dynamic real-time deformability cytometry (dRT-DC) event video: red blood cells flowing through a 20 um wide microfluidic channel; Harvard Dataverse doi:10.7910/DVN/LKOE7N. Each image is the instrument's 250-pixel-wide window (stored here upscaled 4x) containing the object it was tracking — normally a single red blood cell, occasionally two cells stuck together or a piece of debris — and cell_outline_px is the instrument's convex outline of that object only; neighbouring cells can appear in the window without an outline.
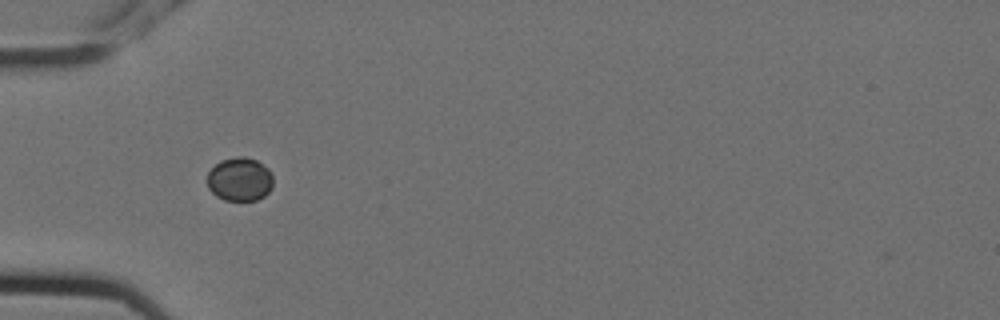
{"species": "Egyptian fruit bat (a non-hibernating species)", "species_latin": "Rousettus aegyptiacus", "temperature_condition": "cold", "stored_images_in_passage": 5, "camera_frame_rate_fps": 3000, "um_per_image_px": 0.085, "animal": {"sex": "female"}, "frame": {"image": 1, "passage_image": 3, "time_ms": 0.667, "image_size_px": [1000, 320], "cell_outline_px": [[272, 188], [264, 196], [256, 200], [224, 200], [216, 196], [208, 188], [208, 172], [220, 160], [236, 156], [244, 156], [256, 160], [268, 168], [272, 176]], "centroid_in_image_um": [20.37, 15.23], "position_along_channel_um": 64.6, "area_um2": 16.76}}
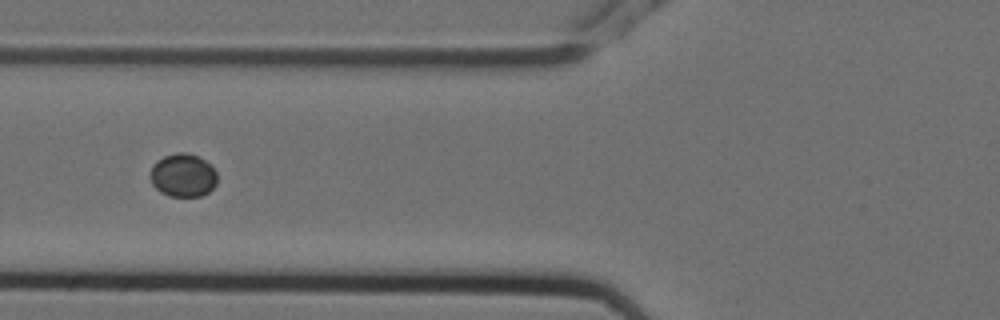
{"frame": {"image": 2, "passage_image": 4, "time_ms": 1.0, "image_size_px": [1000, 320], "cell_outline_px": [[216, 184], [208, 192], [200, 196], [168, 196], [160, 192], [152, 184], [152, 164], [156, 160], [164, 156], [176, 152], [184, 152], [196, 156], [212, 164], [216, 172]], "centroid_in_image_um": [15.56, 14.89], "position_along_channel_um": 110.2, "area_um2": 16.82}}
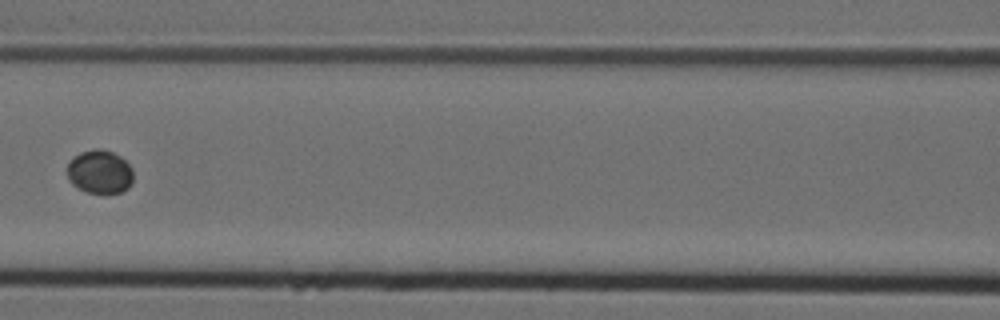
{"frame": {"image": 3, "passage_image": 5, "time_ms": 1.333, "image_size_px": [1000, 320], "cell_outline_px": [[132, 184], [128, 188], [120, 192], [88, 192], [72, 184], [68, 180], [68, 160], [72, 156], [80, 152], [96, 148], [100, 148], [112, 152], [120, 156], [132, 168]], "centroid_in_image_um": [8.46, 14.57], "position_along_channel_um": 158.1, "area_um2": 16.7}}